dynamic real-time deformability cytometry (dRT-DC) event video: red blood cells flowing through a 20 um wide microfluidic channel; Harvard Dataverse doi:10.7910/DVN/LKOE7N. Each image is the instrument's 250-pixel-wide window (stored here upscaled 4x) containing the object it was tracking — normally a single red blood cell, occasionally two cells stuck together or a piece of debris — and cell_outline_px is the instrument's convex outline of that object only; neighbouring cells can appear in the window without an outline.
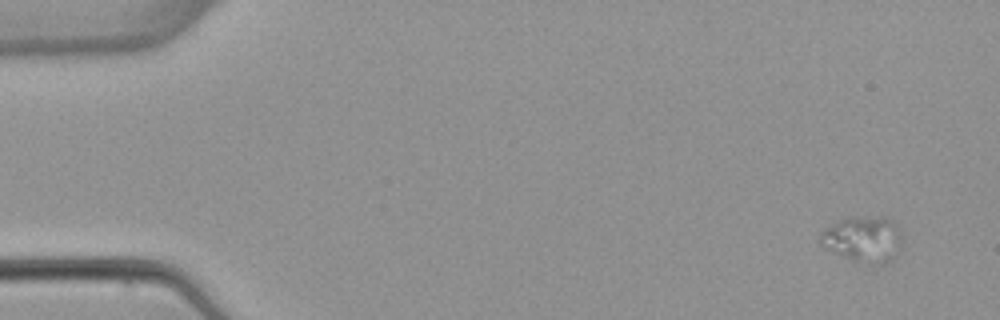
{"species": "common noctule bat (a hibernating species)", "species_latin": "Nyctalus noctula", "temperature_condition": "warm", "stored_images_in_passage": 4, "camera_frame_rate_fps": 3000, "um_per_image_px": 0.085, "animal": {"sex": "female", "body_mass_g": 22.7, "forearm_length_mm": 54.2}, "frame": {"image": 1, "passage_image": 1, "time_ms": 0.0, "image_size_px": [1000, 320], "cell_outline_px": [[900, 244], [896, 256], [892, 260], [884, 264], [880, 264], [852, 260], [820, 244], [820, 232], [824, 228], [840, 220], [852, 216], [888, 216], [896, 220], [900, 224]], "centroid_in_image_um": [73.43, 20.27], "position_along_channel_um": 11.6, "area_um2": 22.08}}